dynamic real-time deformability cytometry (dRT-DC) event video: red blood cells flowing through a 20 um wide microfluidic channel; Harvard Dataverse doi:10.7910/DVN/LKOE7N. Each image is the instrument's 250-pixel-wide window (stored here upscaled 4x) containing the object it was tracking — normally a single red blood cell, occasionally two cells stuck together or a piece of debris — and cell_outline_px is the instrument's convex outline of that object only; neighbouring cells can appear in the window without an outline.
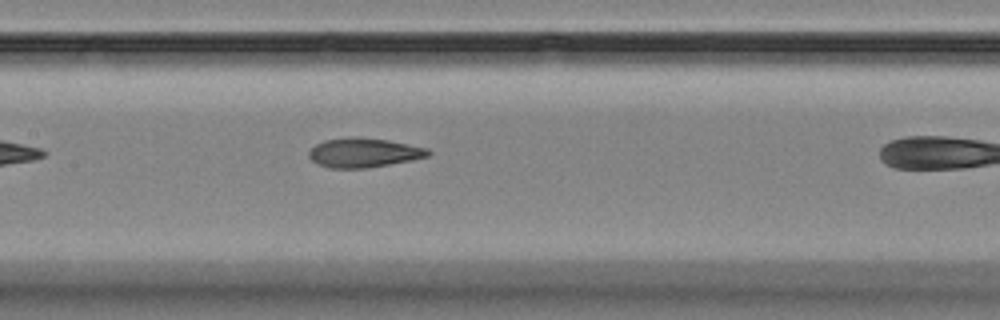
{"species": "Egyptian fruit bat (a non-hibernating species)", "species_latin": "Rousettus aegyptiacus", "temperature_condition": "room temperature", "stored_images_in_passage": 8, "camera_frame_rate_fps": 3000, "um_per_image_px": 0.085, "animal": {"sex": "female"}, "frame": {"image": 1, "passage_image": 7, "time_ms": 6.667, "image_size_px": [1000, 320], "cell_outline_px": [[432, 152], [428, 156], [412, 160], [368, 168], [328, 168], [316, 164], [308, 156], [308, 152], [316, 144], [324, 140], [352, 136], [388, 140], [428, 148]], "centroid_in_image_um": [30.9, 12.98], "position_along_channel_um": 176.5, "area_um2": 20.52}}